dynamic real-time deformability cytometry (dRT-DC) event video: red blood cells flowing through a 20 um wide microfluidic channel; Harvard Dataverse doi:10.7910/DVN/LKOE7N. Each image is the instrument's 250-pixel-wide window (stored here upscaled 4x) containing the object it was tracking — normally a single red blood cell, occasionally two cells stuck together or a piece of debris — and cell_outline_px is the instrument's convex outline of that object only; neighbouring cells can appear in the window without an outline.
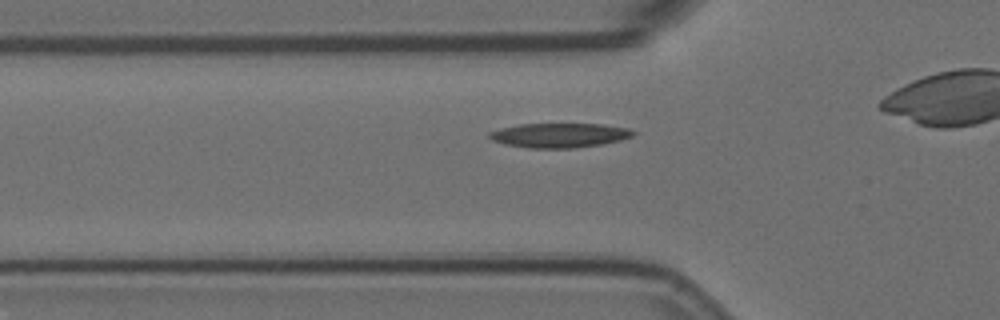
{"species": "Egyptian fruit bat (a non-hibernating species)", "species_latin": "Rousettus aegyptiacus", "temperature_condition": "room temperature", "stored_images_in_passage": 34, "camera_frame_rate_fps": 3000, "um_per_image_px": 0.085, "animal": {"sex": "female"}, "frame": {"image": 1, "passage_image": 7, "time_ms": 2.0, "image_size_px": [1000, 320], "cell_outline_px": [[636, 132], [632, 136], [620, 140], [600, 144], [572, 148], [528, 148], [504, 144], [492, 140], [488, 136], [488, 132], [500, 128], [520, 124], [604, 124], [628, 128]], "centroid_in_image_um": [47.52, 11.49], "position_along_channel_um": 78.3, "area_um2": 20.46}}
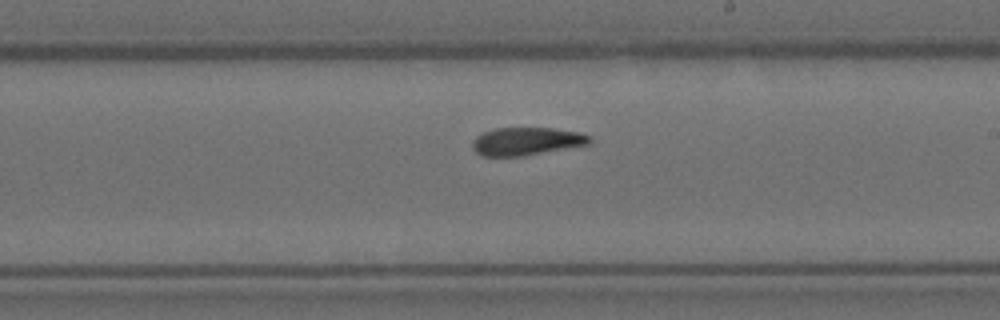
{"frame": {"image": 2, "passage_image": 21, "time_ms": 6.667, "image_size_px": [1000, 320], "cell_outline_px": [[592, 144], [524, 156], [480, 156], [472, 148], [472, 140], [476, 136], [484, 132], [496, 128], [552, 128], [576, 132], [592, 136]], "centroid_in_image_um": [44.76, 12.02], "position_along_channel_um": 244.2, "area_um2": 19.25}}
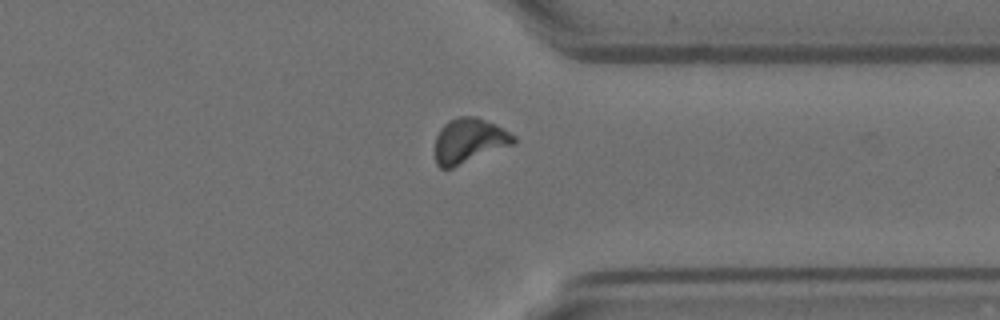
{"frame": {"image": 3, "passage_image": 32, "time_ms": 10.333, "image_size_px": [1000, 320], "cell_outline_px": [[516, 144], [452, 168], [440, 168], [436, 164], [436, 136], [440, 128], [444, 124], [460, 116], [476, 116], [496, 124], [504, 128], [516, 136]], "centroid_in_image_um": [39.92, 11.96], "position_along_channel_um": 371.5, "area_um2": 20.69}}